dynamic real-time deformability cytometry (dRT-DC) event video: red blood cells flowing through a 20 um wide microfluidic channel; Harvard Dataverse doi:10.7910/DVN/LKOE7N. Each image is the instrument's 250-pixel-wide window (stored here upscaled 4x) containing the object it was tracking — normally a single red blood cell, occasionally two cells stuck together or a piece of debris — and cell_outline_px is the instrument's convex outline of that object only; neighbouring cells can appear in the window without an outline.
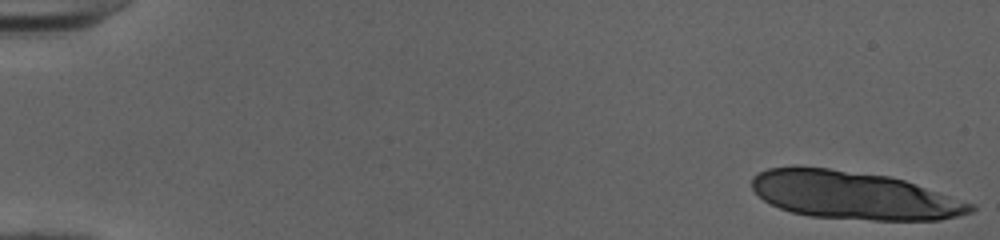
{"species": "human", "species_latin": "Homo sapiens", "temperature_condition": "cold", "stored_images_in_passage": 16, "camera_frame_rate_fps": 3000, "um_per_image_px": 0.085, "donor": {"sex": "female"}, "frame": {"image": 1, "passage_image": 1, "time_ms": 0.0, "image_size_px": [1000, 240], "cell_outline_px": [[976, 208], [972, 212], [940, 220], [872, 220], [808, 216], [792, 212], [780, 208], [764, 200], [752, 188], [752, 176], [768, 168], [828, 168], [888, 176], [904, 180], [976, 204]], "centroid_in_image_um": [72.62, 16.62], "position_along_channel_um": 12.4, "area_um2": 60.52}}